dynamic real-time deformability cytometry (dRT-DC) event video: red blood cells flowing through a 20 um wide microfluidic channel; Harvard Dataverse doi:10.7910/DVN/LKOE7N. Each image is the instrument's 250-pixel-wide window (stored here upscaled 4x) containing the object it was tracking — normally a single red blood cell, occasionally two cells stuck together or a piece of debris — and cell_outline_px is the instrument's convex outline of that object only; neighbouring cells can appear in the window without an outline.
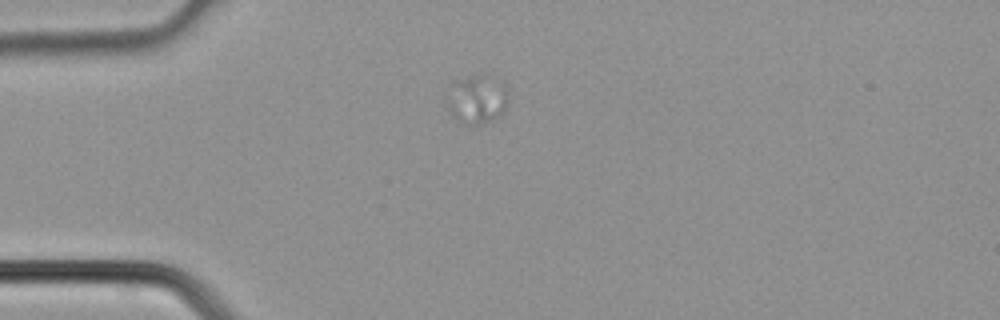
{"species": "common noctule bat (a hibernating species)", "species_latin": "Nyctalus noctula", "temperature_condition": "cold", "stored_images_in_passage": 13, "camera_frame_rate_fps": 3000, "um_per_image_px": 0.085, "animal": {"sex": "male", "body_mass_g": 21.5, "forearm_length_mm": 52.0}, "frame": {"image": 1, "passage_image": 2, "time_ms": 0.333, "image_size_px": [1000, 320], "cell_outline_px": [[508, 104], [504, 112], [492, 120], [480, 124], [460, 124], [448, 112], [448, 108], [452, 80], [476, 72], [492, 72], [504, 84], [508, 96]], "centroid_in_image_um": [40.58, 8.36], "position_along_channel_um": 44.4, "area_um2": 18.32}}
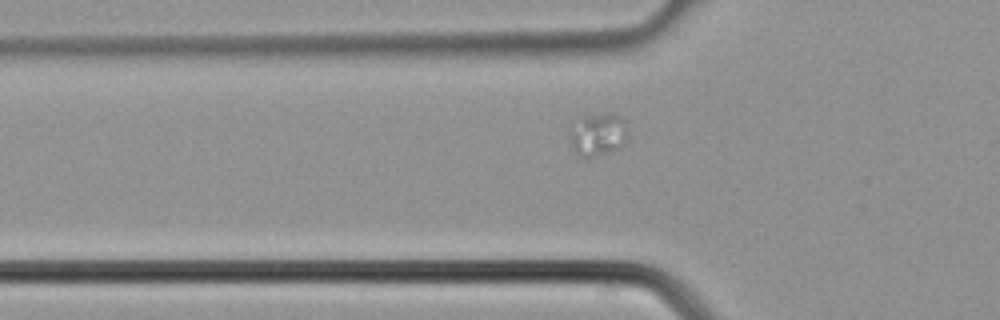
{"frame": {"image": 2, "passage_image": 5, "time_ms": 1.333, "image_size_px": [1000, 320], "cell_outline_px": [[628, 136], [620, 148], [592, 156], [580, 156], [572, 148], [568, 132], [572, 116], [608, 112], [612, 112], [628, 120]], "centroid_in_image_um": [50.79, 11.32], "position_along_channel_um": 75.0, "area_um2": 15.43}}
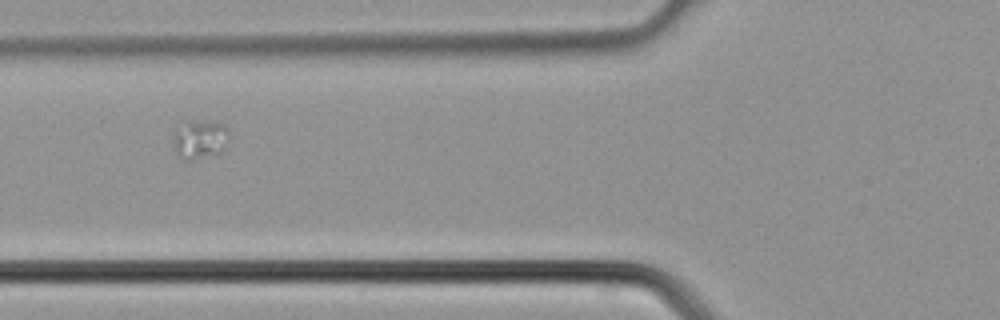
{"frame": {"image": 3, "passage_image": 7, "time_ms": 2.0, "image_size_px": [1000, 320], "cell_outline_px": [[232, 136], [220, 152], [188, 160], [184, 160], [176, 152], [172, 140], [176, 132], [188, 120], [224, 124], [228, 128]], "centroid_in_image_um": [17.04, 11.83], "position_along_channel_um": 108.8, "area_um2": 12.37}}